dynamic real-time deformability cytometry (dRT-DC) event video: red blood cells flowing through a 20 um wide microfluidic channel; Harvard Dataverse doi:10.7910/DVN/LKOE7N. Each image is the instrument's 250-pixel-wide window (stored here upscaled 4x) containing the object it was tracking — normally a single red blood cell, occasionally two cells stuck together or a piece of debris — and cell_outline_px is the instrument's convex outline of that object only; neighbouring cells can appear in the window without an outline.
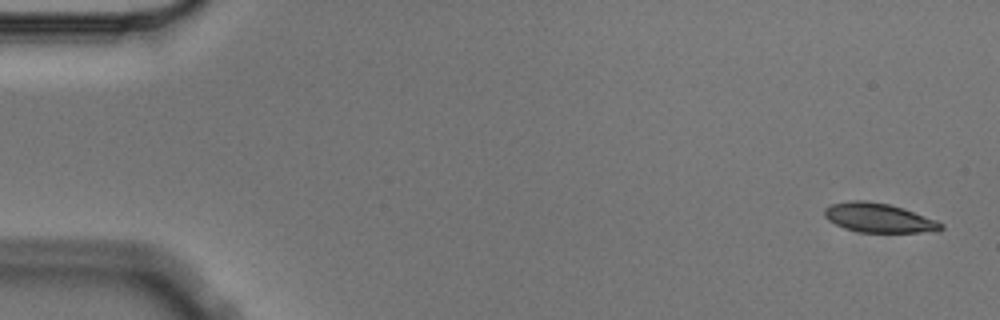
{"species": "Egyptian fruit bat (a non-hibernating species)", "species_latin": "Rousettus aegyptiacus", "temperature_condition": "cold", "stored_images_in_passage": 5, "camera_frame_rate_fps": 3000, "um_per_image_px": 0.085, "animal": {"sex": "male"}, "frame": {"image": 1, "passage_image": 1, "time_ms": 0.0, "image_size_px": [1000, 320], "cell_outline_px": [[944, 228], [940, 232], [860, 232], [844, 228], [828, 220], [824, 216], [824, 208], [832, 204], [848, 200], [868, 200], [888, 204], [904, 208], [936, 220], [944, 224]], "centroid_in_image_um": [74.72, 18.51], "position_along_channel_um": 10.3, "area_um2": 20.06}}
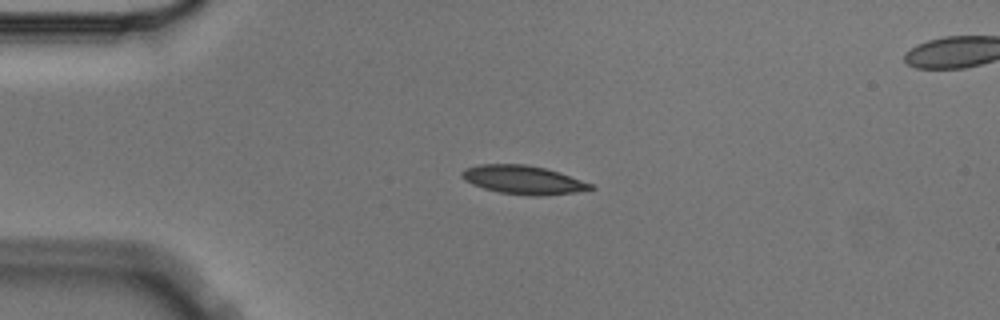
{"frame": {"image": 2, "passage_image": 4, "time_ms": 1.0, "image_size_px": [1000, 320], "cell_outline_px": [[596, 188], [576, 192], [548, 196], [532, 196], [500, 192], [484, 188], [472, 184], [464, 180], [460, 176], [460, 172], [464, 168], [480, 164], [524, 164], [544, 168], [560, 172], [592, 184]], "centroid_in_image_um": [44.46, 15.29], "position_along_channel_um": 40.5, "area_um2": 21.56}}